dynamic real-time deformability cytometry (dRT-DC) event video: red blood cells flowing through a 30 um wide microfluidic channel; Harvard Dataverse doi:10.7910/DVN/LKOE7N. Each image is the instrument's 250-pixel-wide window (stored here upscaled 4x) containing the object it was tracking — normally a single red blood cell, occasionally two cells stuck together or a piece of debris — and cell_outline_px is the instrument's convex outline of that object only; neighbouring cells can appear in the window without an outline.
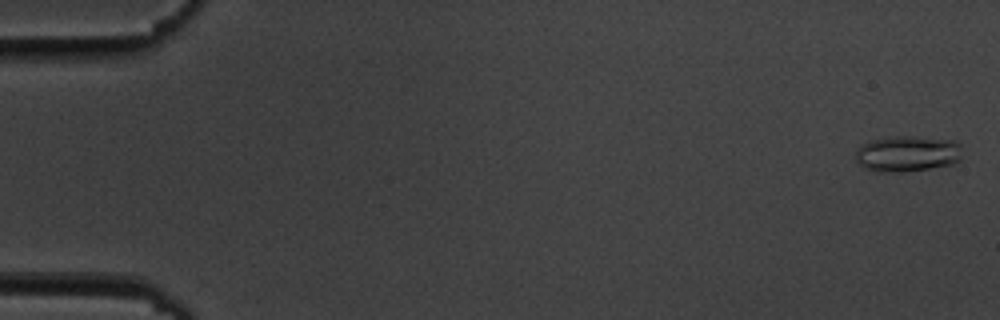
{"species": "common noctule bat (a hibernating species)", "species_latin": "Nyctalus noctula", "temperature_condition": "cold", "stored_images_in_passage": 56, "camera_frame_rate_fps": 3000, "um_per_image_px": 0.085, "animal": {"sex": "male", "body_mass_g": 19.5, "forearm_length_mm": 54.6}, "frame": {"image": 1, "passage_image": 1, "time_ms": 0.0, "image_size_px": [1000, 320], "cell_outline_px": [[960, 160], [952, 164], [928, 168], [896, 172], [872, 172], [864, 168], [856, 160], [856, 148], [860, 144], [872, 140], [896, 136], [908, 136], [956, 140], [960, 144]], "centroid_in_image_um": [77.09, 13.06], "position_along_channel_um": 7.9, "area_um2": 22.37}}
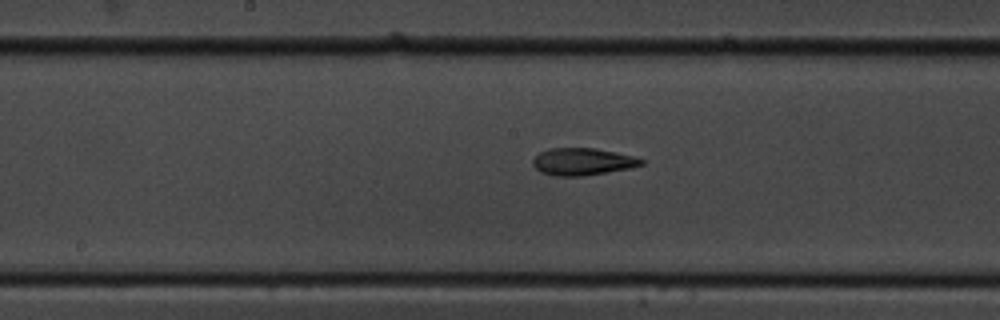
{"frame": {"image": 2, "passage_image": 29, "time_ms": 9.333, "image_size_px": [1000, 320], "cell_outline_px": [[644, 164], [632, 168], [584, 176], [556, 176], [540, 172], [532, 164], [532, 160], [540, 152], [548, 148], [596, 148], [616, 152], [632, 156], [644, 160]], "centroid_in_image_um": [49.52, 13.74], "position_along_channel_um": 198.7, "area_um2": 17.28}}
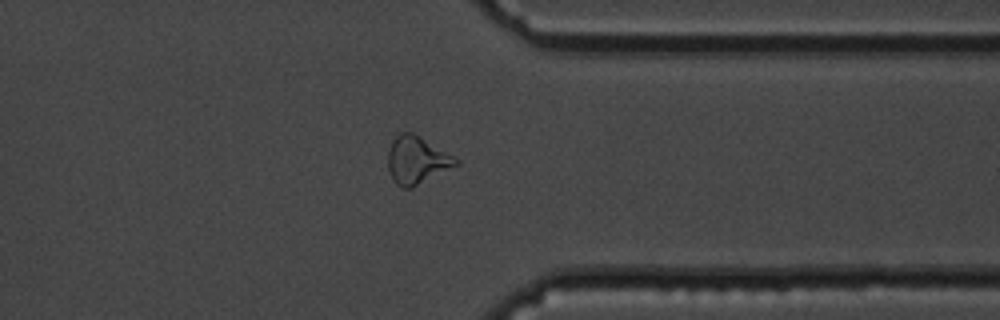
{"frame": {"image": 3, "passage_image": 44, "time_ms": 14.333, "image_size_px": [1000, 320], "cell_outline_px": [[460, 164], [412, 188], [400, 188], [392, 180], [388, 168], [388, 152], [392, 140], [400, 132], [412, 132], [460, 160]], "centroid_in_image_um": [35.41, 13.63], "position_along_channel_um": 376.0, "area_um2": 18.84}, "authors_computed_cell_mechanics": {"area_um2": 17.7735, "velocity_mm_per_s": 3.6147, "shape_relaxation_time_tau1_ms": 5.4609, "shape_relaxation_time_tau2_ms": 3.4746, "deformation_change_tau1": 0.1541, "deformation_change_tau2": 0.123}}